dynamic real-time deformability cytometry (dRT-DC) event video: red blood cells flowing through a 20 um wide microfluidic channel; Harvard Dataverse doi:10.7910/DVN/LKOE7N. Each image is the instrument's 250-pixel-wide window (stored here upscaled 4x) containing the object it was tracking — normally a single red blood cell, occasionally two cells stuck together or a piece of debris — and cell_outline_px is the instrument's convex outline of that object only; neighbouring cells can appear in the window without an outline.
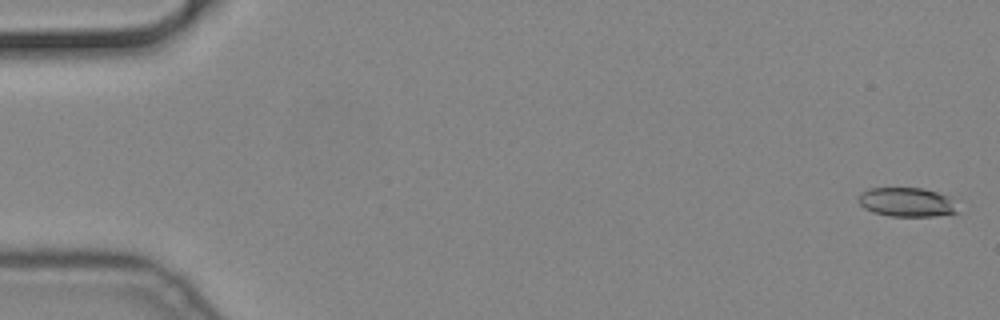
{"species": "common noctule bat (a hibernating species)", "species_latin": "Nyctalus noctula", "temperature_condition": "cold", "stored_images_in_passage": 57, "camera_frame_rate_fps": 3000, "um_per_image_px": 0.085, "animal": {"sex": "male", "body_mass_g": 19.2, "forearm_length_mm": 51.8}, "frame": {"image": 1, "passage_image": 2, "time_ms": 0.333, "image_size_px": [1000, 320], "cell_outline_px": [[960, 212], [936, 216], [888, 216], [872, 212], [864, 208], [860, 204], [860, 192], [868, 188], [924, 188], [948, 196]], "centroid_in_image_um": [77.07, 17.19], "position_along_channel_um": 7.9, "area_um2": 16.82}}
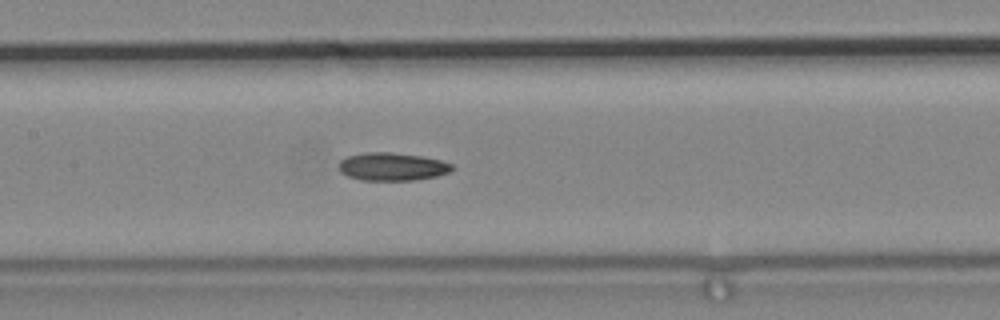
{"frame": {"image": 2, "passage_image": 28, "time_ms": 9.0, "image_size_px": [1000, 320], "cell_outline_px": [[452, 168], [448, 172], [436, 176], [416, 180], [360, 180], [348, 176], [340, 172], [340, 160], [348, 156], [364, 152], [388, 152], [420, 156], [440, 160], [452, 164]], "centroid_in_image_um": [33.31, 14.17], "position_along_channel_um": 174.1, "area_um2": 18.26}}
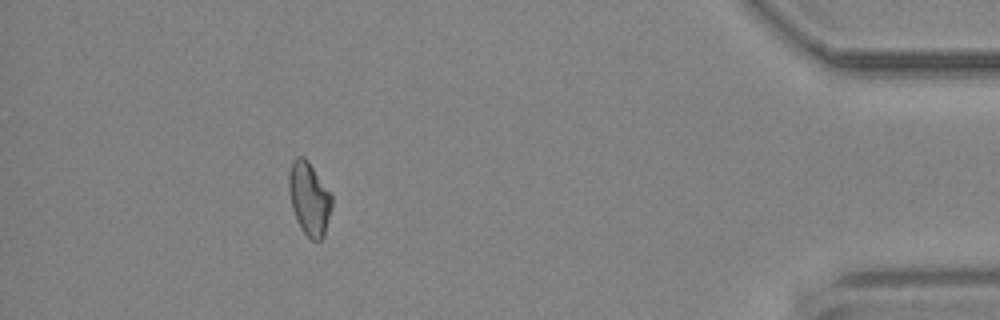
{"frame": {"image": 3, "passage_image": 52, "time_ms": 17.0, "image_size_px": [1000, 320], "cell_outline_px": [[332, 208], [324, 236], [320, 240], [312, 240], [304, 232], [292, 208], [288, 192], [288, 172], [292, 160], [296, 156], [304, 156], [308, 160], [332, 196]], "centroid_in_image_um": [26.27, 16.84], "position_along_channel_um": 408.9, "area_um2": 18.26}}